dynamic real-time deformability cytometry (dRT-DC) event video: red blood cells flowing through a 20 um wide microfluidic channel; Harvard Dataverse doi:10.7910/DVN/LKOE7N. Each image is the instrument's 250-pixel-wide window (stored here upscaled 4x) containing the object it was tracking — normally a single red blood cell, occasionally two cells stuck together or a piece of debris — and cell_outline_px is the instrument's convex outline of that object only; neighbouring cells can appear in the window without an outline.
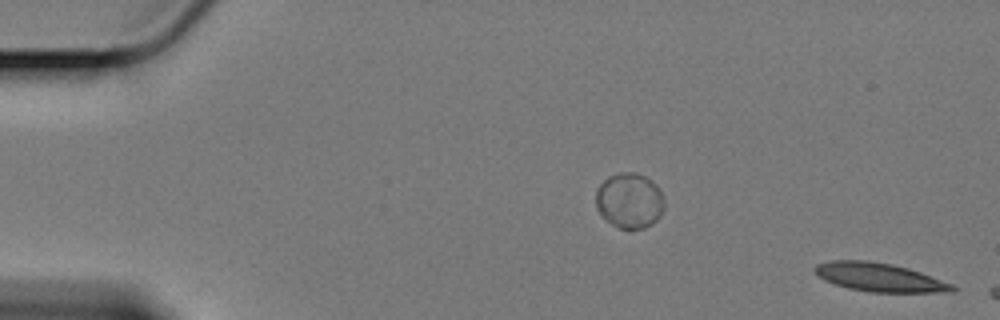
{"species": "Egyptian fruit bat (a non-hibernating species)", "species_latin": "Rousettus aegyptiacus", "temperature_condition": "cold", "stored_images_in_passage": 55, "camera_frame_rate_fps": 3000, "um_per_image_px": 0.085, "animal": {"sex": "female"}, "frame": {"image": 1, "passage_image": 1, "time_ms": 0.0, "image_size_px": [1000, 320], "cell_outline_px": [[960, 288], [956, 292], [868, 292], [848, 288], [824, 280], [812, 268], [816, 264], [832, 260], [868, 260], [892, 264], [908, 268], [920, 272], [952, 284]], "centroid_in_image_um": [74.78, 23.57], "position_along_channel_um": 10.2, "area_um2": 22.95}}
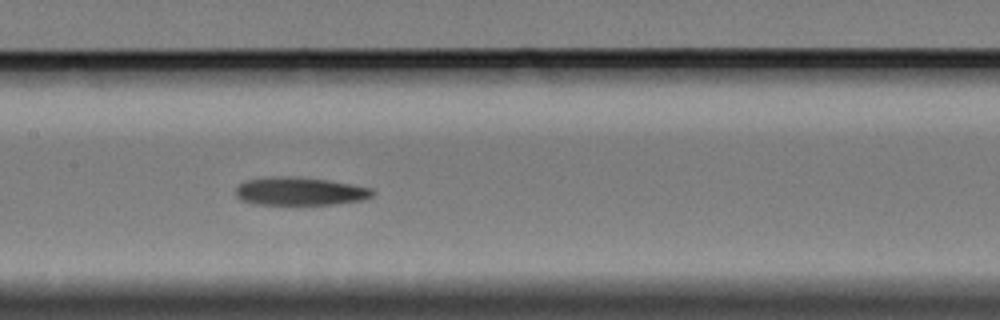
{"frame": {"image": 2, "passage_image": 29, "time_ms": 9.333, "image_size_px": [1000, 320], "cell_outline_px": [[376, 192], [372, 196], [364, 200], [336, 204], [256, 204], [240, 200], [236, 196], [236, 188], [244, 180], [272, 176], [296, 176], [328, 180], [352, 184], [372, 188]], "centroid_in_image_um": [25.51, 16.25], "position_along_channel_um": 181.9, "area_um2": 22.66}}
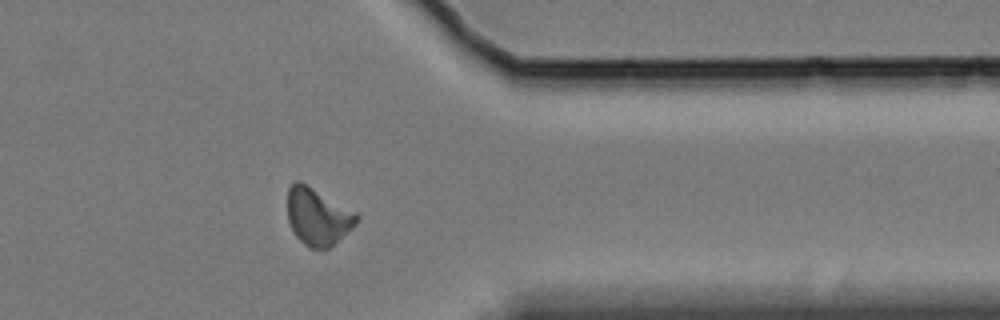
{"frame": {"image": 3, "passage_image": 48, "time_ms": 15.667, "image_size_px": [1000, 320], "cell_outline_px": [[360, 216], [356, 224], [352, 228], [328, 248], [308, 248], [296, 236], [288, 220], [288, 188], [296, 180], [300, 180], [356, 212]], "centroid_in_image_um": [27.01, 18.39], "position_along_channel_um": 384.4, "area_um2": 22.83}}